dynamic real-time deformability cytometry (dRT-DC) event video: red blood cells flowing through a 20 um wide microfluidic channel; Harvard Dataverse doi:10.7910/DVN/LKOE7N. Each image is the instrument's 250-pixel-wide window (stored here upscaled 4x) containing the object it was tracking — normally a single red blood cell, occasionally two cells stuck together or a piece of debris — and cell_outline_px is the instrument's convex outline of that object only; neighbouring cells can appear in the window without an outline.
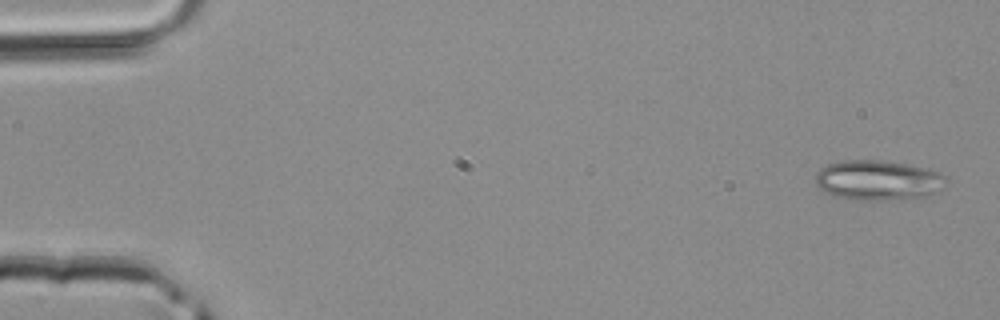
{"species": "common noctule bat (a hibernating species)", "species_latin": "Nyctalus noctula", "temperature_condition": "room temperature", "stored_images_in_passage": 4, "camera_frame_rate_fps": 3000, "um_per_image_px": 0.085, "animal": {"sex": "male", "body_mass_g": 20.4}, "frame": {"image": 1, "passage_image": 1, "time_ms": 0.0, "image_size_px": [1000, 320], "cell_outline_px": [[944, 176], [940, 188], [924, 196], [904, 200], [856, 200], [832, 196], [820, 192], [816, 184], [816, 172], [820, 168], [828, 164], [844, 160], [880, 160], [928, 168], [940, 172]], "centroid_in_image_um": [74.53, 15.33], "position_along_channel_um": 10.5, "area_um2": 30.52}}